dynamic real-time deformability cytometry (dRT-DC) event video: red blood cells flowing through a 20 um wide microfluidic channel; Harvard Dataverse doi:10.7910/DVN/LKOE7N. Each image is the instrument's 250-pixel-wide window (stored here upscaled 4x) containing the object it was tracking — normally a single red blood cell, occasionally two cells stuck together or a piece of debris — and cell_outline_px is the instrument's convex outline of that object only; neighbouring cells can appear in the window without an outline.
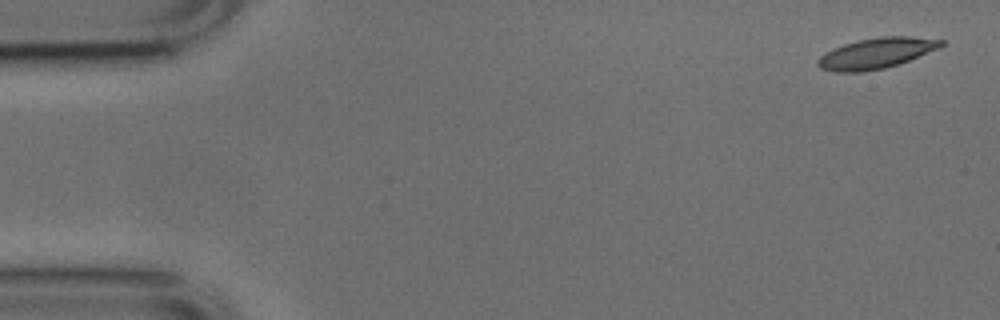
{"species": "common noctule bat (a hibernating species)", "species_latin": "Nyctalus noctula", "temperature_condition": "cold", "stored_images_in_passage": 4, "camera_frame_rate_fps": 3000, "um_per_image_px": 0.085, "animal": {"sex": "male", "body_mass_g": 17.9, "forearm_length_mm": 54.2}, "frame": {"image": 1, "passage_image": 1, "time_ms": 0.0, "image_size_px": [1000, 320], "cell_outline_px": [[944, 44], [940, 48], [908, 60], [884, 68], [864, 72], [832, 72], [820, 68], [816, 64], [816, 60], [820, 56], [844, 44], [856, 40], [880, 36], [908, 36], [944, 40]], "centroid_in_image_um": [74.47, 4.52], "position_along_channel_um": 10.5, "area_um2": 21.91}}
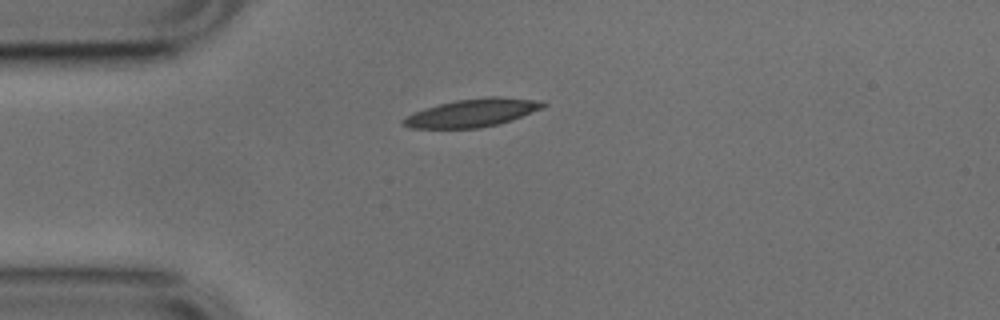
{"frame": {"image": 2, "passage_image": 4, "time_ms": 1.0, "image_size_px": [1000, 320], "cell_outline_px": [[548, 104], [540, 108], [512, 120], [500, 124], [480, 128], [412, 128], [400, 124], [400, 120], [412, 112], [424, 108], [456, 100], [488, 96], [500, 96], [544, 100]], "centroid_in_image_um": [40.13, 9.58], "position_along_channel_um": 44.9, "area_um2": 23.06}}